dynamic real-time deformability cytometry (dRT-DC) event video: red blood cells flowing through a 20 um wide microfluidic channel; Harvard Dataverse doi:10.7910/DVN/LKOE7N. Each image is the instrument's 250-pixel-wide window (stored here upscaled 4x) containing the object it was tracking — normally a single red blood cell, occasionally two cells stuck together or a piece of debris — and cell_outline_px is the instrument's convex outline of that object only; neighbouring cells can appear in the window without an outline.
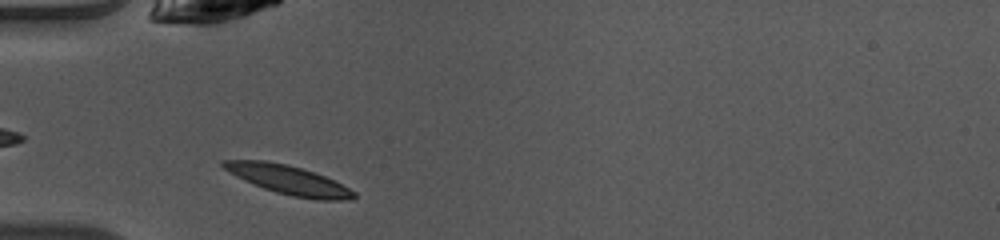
{"species": "common noctule bat (a hibernating species)", "species_latin": "Nyctalus noctula", "temperature_condition": "warm", "stored_images_in_passage": 31, "camera_frame_rate_fps": 3000, "um_per_image_px": 0.085, "animal": {"sex": "female", "body_mass_g": 10.0, "forearm_length_mm": 53.1}, "frame": {"image": 1, "passage_image": 1, "time_ms": 0.0, "image_size_px": [1000, 240], "cell_outline_px": [[356, 196], [352, 200], [316, 200], [292, 196], [276, 192], [264, 188], [244, 180], [228, 172], [220, 164], [220, 160], [264, 160], [288, 164], [324, 176], [356, 192]], "centroid_in_image_um": [24.5, 15.29], "position_along_channel_um": 60.5, "area_um2": 21.91}}
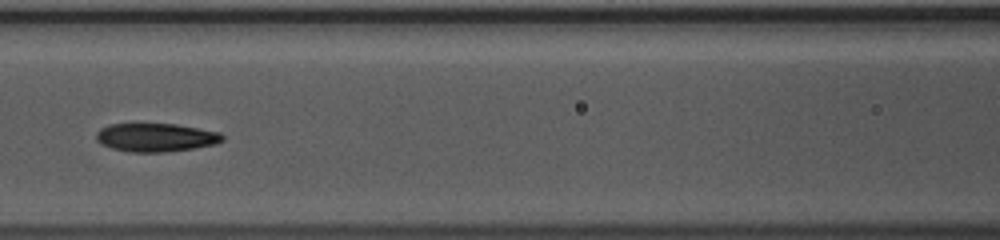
{"frame": {"image": 2, "passage_image": 8, "time_ms": 2.333, "image_size_px": [1000, 240], "cell_outline_px": [[224, 140], [216, 144], [196, 148], [164, 152], [132, 152], [112, 148], [100, 144], [96, 140], [96, 132], [100, 128], [108, 124], [176, 124], [220, 132], [224, 136]], "centroid_in_image_um": [13.25, 11.68], "position_along_channel_um": 153.4, "area_um2": 21.04}}
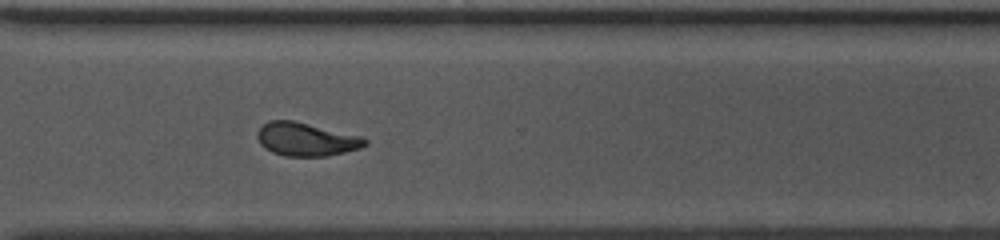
{"frame": {"image": 3, "passage_image": 22, "time_ms": 7.0, "image_size_px": [1000, 240], "cell_outline_px": [[368, 144], [360, 148], [344, 152], [324, 156], [284, 156], [272, 152], [264, 148], [260, 144], [256, 136], [256, 132], [268, 120], [292, 120], [364, 136], [368, 140]], "centroid_in_image_um": [26.03, 11.83], "position_along_channel_um": 344.6, "area_um2": 21.1}, "authors_computed_cell_mechanics": {"area_um2": 20.9236, "velocity_mm_per_s": 4.107, "shape_relaxation_time_tau1_ms": 3.0562, "shape_relaxation_time_tau2_ms": 2.3913, "deformation_change_tau1": 0.1657, "deformation_change_tau2": 0.0692}}